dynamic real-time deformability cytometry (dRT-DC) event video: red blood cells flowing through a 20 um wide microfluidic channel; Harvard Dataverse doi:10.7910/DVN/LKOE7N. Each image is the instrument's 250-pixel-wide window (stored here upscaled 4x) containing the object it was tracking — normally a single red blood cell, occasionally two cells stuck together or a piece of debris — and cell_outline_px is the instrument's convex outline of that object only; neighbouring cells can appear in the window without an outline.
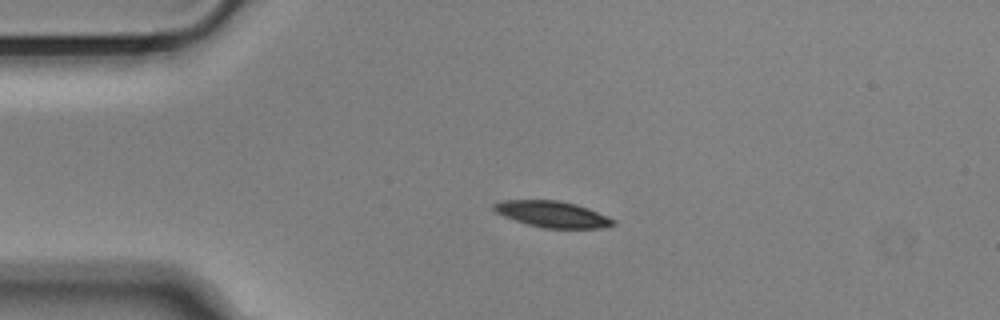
{"species": "Egyptian fruit bat (a non-hibernating species)", "species_latin": "Rousettus aegyptiacus", "temperature_condition": "cold", "stored_images_in_passage": 44, "camera_frame_rate_fps": 3000, "um_per_image_px": 0.085, "animal": {"sex": "male"}, "frame": {"image": 1, "passage_image": 1, "time_ms": 0.0, "image_size_px": [1000, 320], "cell_outline_px": [[616, 224], [608, 228], [544, 228], [528, 224], [504, 216], [496, 212], [492, 208], [492, 204], [500, 200], [560, 200], [576, 204], [588, 208], [608, 216], [616, 220]], "centroid_in_image_um": [46.99, 18.2], "position_along_channel_um": 38.0, "area_um2": 18.38}}
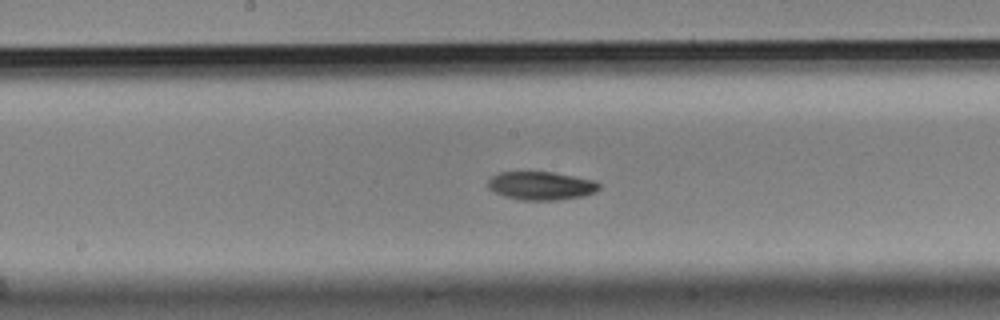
{"frame": {"image": 2, "passage_image": 17, "time_ms": 5.333, "image_size_px": [1000, 320], "cell_outline_px": [[600, 188], [596, 192], [584, 196], [556, 200], [520, 200], [504, 196], [488, 188], [488, 180], [492, 176], [500, 172], [552, 172], [596, 180], [600, 184]], "centroid_in_image_um": [46.02, 15.79], "position_along_channel_um": 202.2, "area_um2": 18.44}}
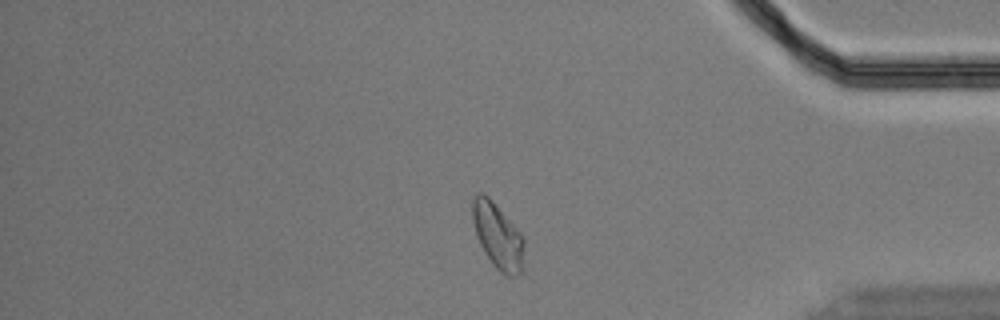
{"frame": {"image": 3, "passage_image": 35, "time_ms": 11.333, "image_size_px": [1000, 320], "cell_outline_px": [[524, 244], [520, 272], [516, 276], [504, 276], [492, 264], [484, 252], [476, 236], [472, 220], [472, 200], [476, 192], [484, 192], [492, 200], [520, 232], [524, 240]], "centroid_in_image_um": [42.27, 20.03], "position_along_channel_um": 392.9, "area_um2": 19.71}, "authors_computed_cell_mechanics": {"area_um2": 19.074, "velocity_mm_per_s": 3.6227, "shape_relaxation_time_tau1_ms": 3.7875, "shape_relaxation_time_tau2_ms": null, "deformation_change_tau1": 0.1231, "deformation_change_tau2": null}}